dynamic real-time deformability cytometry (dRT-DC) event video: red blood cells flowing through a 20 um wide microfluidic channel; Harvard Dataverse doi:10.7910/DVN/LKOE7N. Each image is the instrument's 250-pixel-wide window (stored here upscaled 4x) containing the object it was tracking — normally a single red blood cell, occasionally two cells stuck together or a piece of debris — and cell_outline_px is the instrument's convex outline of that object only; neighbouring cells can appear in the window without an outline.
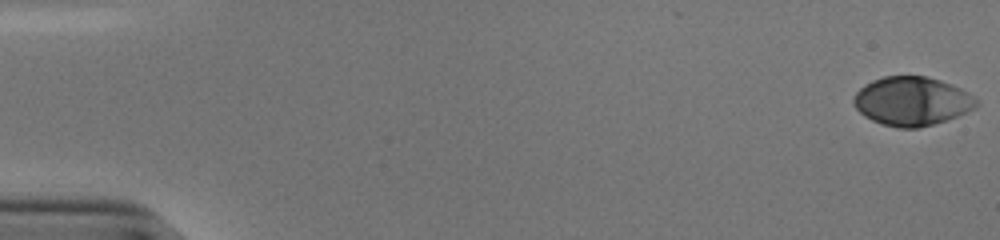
{"species": "human", "species_latin": "Homo sapiens", "temperature_condition": "cold", "stored_images_in_passage": 54, "camera_frame_rate_fps": 3000, "um_per_image_px": 0.085, "donor": {"sex": "male"}, "frame": {"image": 1, "passage_image": 1, "time_ms": 0.0, "image_size_px": [1000, 240], "cell_outline_px": [[980, 104], [976, 108], [956, 116], [932, 124], [916, 128], [896, 128], [872, 120], [864, 116], [852, 104], [852, 96], [864, 84], [872, 80], [884, 76], [928, 76], [940, 80], [960, 88], [972, 96]], "centroid_in_image_um": [77.47, 8.59], "position_along_channel_um": 7.5, "area_um2": 34.85}}
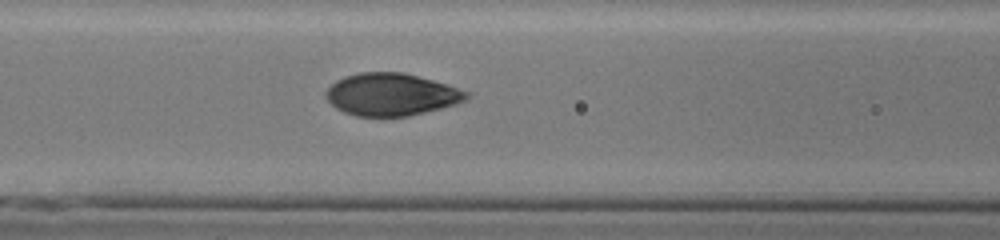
{"frame": {"image": 2, "passage_image": 24, "time_ms": 7.667, "image_size_px": [1000, 240], "cell_outline_px": [[468, 96], [464, 100], [456, 104], [408, 116], [356, 116], [344, 112], [336, 108], [324, 96], [324, 92], [336, 80], [344, 76], [360, 72], [404, 72], [448, 84], [468, 92]], "centroid_in_image_um": [33.23, 8.02], "position_along_channel_um": 133.4, "area_um2": 34.62}}
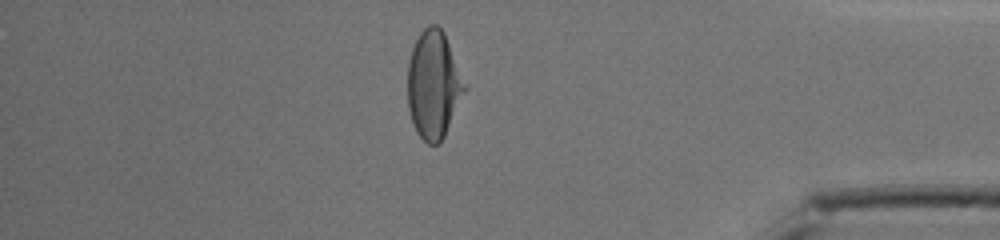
{"frame": {"image": 3, "passage_image": 47, "time_ms": 15.333, "image_size_px": [1000, 240], "cell_outline_px": [[468, 88], [440, 144], [428, 144], [416, 132], [408, 108], [408, 64], [412, 48], [420, 32], [428, 24], [436, 24], [444, 32]], "centroid_in_image_um": [36.87, 7.2], "position_along_channel_um": 398.3, "area_um2": 35.89}, "authors_computed_cell_mechanics": {"area_um2": 35.0557, "velocity_mm_per_s": 3.8467, "shape_relaxation_time_tau1_ms": 4.1357, "shape_relaxation_time_tau2_ms": null, "deformation_change_tau1": 0.1896, "deformation_change_tau2": null}}